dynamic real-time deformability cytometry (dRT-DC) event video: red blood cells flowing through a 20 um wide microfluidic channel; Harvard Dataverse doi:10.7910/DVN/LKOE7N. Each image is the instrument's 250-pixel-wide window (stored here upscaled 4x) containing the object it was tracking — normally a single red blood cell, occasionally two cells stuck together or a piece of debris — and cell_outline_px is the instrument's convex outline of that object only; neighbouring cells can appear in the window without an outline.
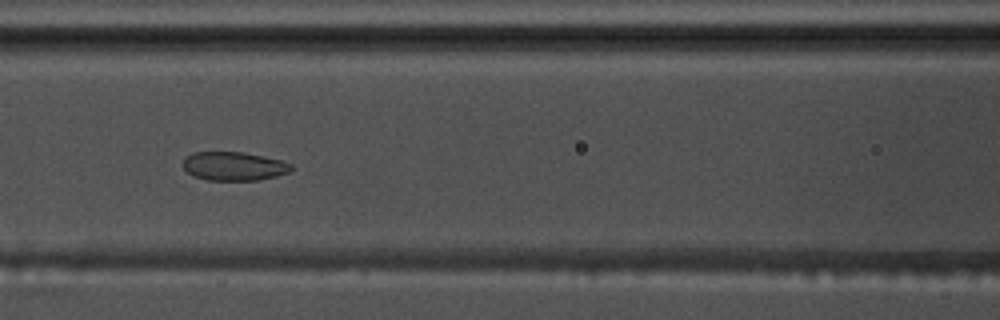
{"species": "common noctule bat (a hibernating species)", "species_latin": "Nyctalus noctula", "temperature_condition": "warm", "stored_images_in_passage": 56, "camera_frame_rate_fps": 3000, "um_per_image_px": 0.085, "animal": {"sex": "male", "body_mass_g": 17.5, "forearm_length_mm": 52.3}, "frame": {"image": 1, "passage_image": 25, "time_ms": 8.0, "image_size_px": [1000, 320], "cell_outline_px": [[292, 168], [288, 172], [276, 176], [260, 180], [208, 180], [192, 176], [184, 168], [184, 160], [192, 152], [244, 152], [264, 156], [280, 160], [292, 164]], "centroid_in_image_um": [19.89, 14.12], "position_along_channel_um": 146.7, "area_um2": 18.03}}
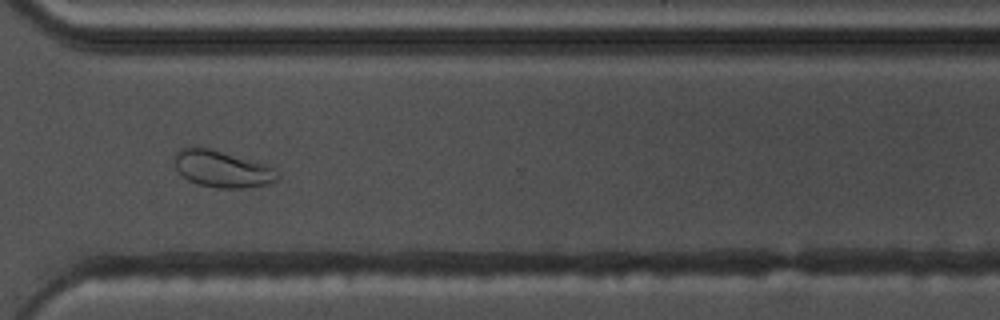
{"frame": {"image": 2, "passage_image": 42, "time_ms": 13.667, "image_size_px": [1000, 320], "cell_outline_px": [[280, 176], [276, 180], [268, 184], [244, 188], [216, 188], [200, 184], [188, 180], [176, 168], [172, 160], [176, 152], [180, 148], [208, 148], [268, 164], [276, 168]], "centroid_in_image_um": [18.92, 14.36], "position_along_channel_um": 351.7, "area_um2": 22.08}}
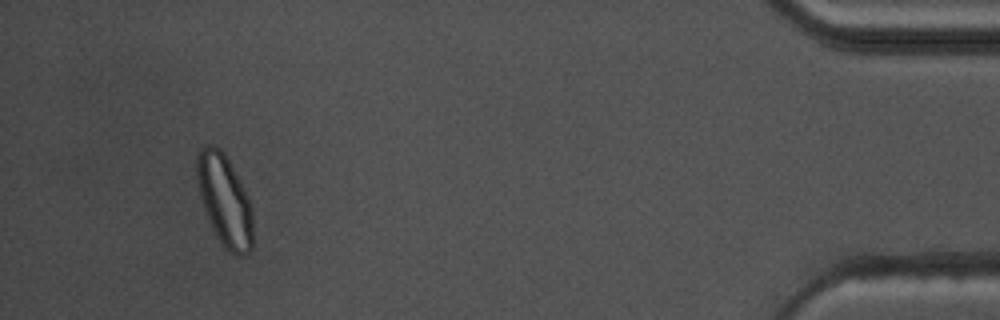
{"frame": {"image": 3, "passage_image": 53, "time_ms": 17.333, "image_size_px": [1000, 320], "cell_outline_px": [[252, 248], [248, 252], [240, 256], [236, 256], [216, 236], [204, 208], [200, 196], [196, 176], [196, 152], [200, 148], [208, 144], [212, 144], [220, 148], [224, 152], [248, 196], [252, 208]], "centroid_in_image_um": [19.08, 16.97], "position_along_channel_um": 416.1, "area_um2": 29.59}, "authors_computed_cell_mechanics": {"area_um2": 23.4668, "velocity_mm_per_s": 3.621, "shape_relaxation_time_tau1_ms": 7.4363, "shape_relaxation_time_tau2_ms": 1.4359, "deformation_change_tau1": 0.1375, "deformation_change_tau2": 0.0656}}